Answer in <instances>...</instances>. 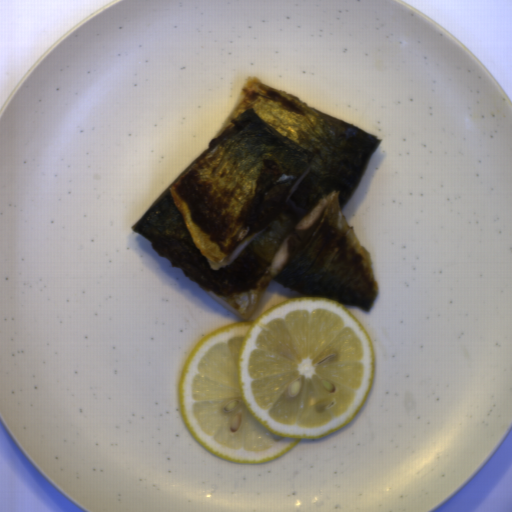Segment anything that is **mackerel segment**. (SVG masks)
<instances>
[{
	"label": "mackerel segment",
	"mask_w": 512,
	"mask_h": 512,
	"mask_svg": "<svg viewBox=\"0 0 512 512\" xmlns=\"http://www.w3.org/2000/svg\"><path fill=\"white\" fill-rule=\"evenodd\" d=\"M381 139L245 80L219 132L131 227L244 320L273 280L370 311V252L342 210Z\"/></svg>",
	"instance_id": "14911b7f"
}]
</instances>
